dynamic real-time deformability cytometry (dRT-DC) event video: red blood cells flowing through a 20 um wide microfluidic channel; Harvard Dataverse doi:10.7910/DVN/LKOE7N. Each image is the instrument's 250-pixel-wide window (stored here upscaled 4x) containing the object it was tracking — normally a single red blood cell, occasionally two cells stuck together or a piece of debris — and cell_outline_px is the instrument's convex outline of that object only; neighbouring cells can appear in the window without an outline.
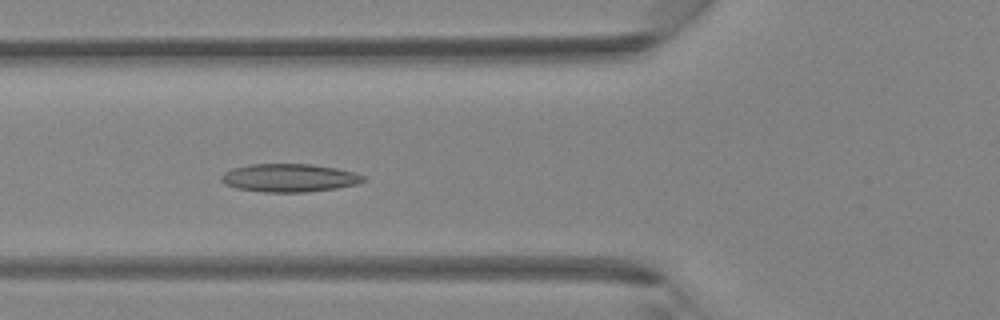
{"species": "Egyptian fruit bat (a non-hibernating species)", "species_latin": "Rousettus aegyptiacus", "temperature_condition": "room temperature", "stored_images_in_passage": 32, "camera_frame_rate_fps": 3000, "um_per_image_px": 0.085, "animal": {"sex": "female"}, "frame": {"image": 1, "passage_image": 6, "time_ms": 1.667, "image_size_px": [1000, 320], "cell_outline_px": [[368, 180], [356, 184], [336, 188], [304, 192], [264, 192], [236, 188], [224, 184], [220, 180], [220, 176], [224, 172], [232, 168], [248, 164], [312, 164], [336, 168], [356, 172], [368, 176]], "centroid_in_image_um": [24.61, 15.11], "position_along_channel_um": 101.2, "area_um2": 23.58}}
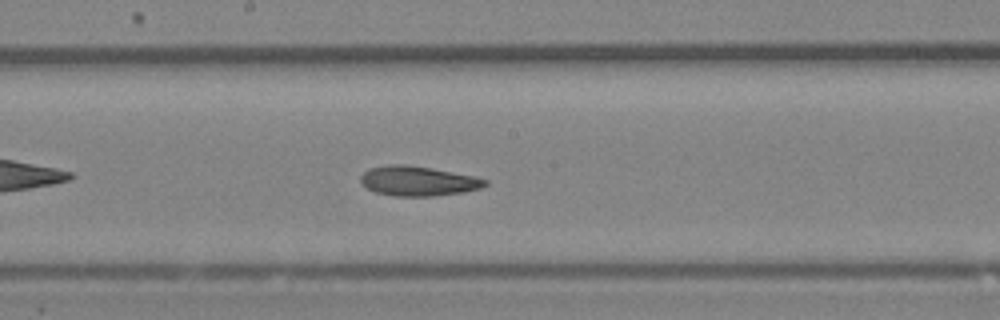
{"frame": {"image": 2, "passage_image": 13, "time_ms": 4.0, "image_size_px": [1000, 320], "cell_outline_px": [[488, 184], [480, 188], [464, 192], [432, 196], [396, 196], [376, 192], [368, 188], [360, 180], [360, 176], [368, 168], [388, 164], [404, 164], [432, 168], [476, 176], [488, 180]], "centroid_in_image_um": [35.55, 15.37], "position_along_channel_um": 212.6, "area_um2": 21.62}}
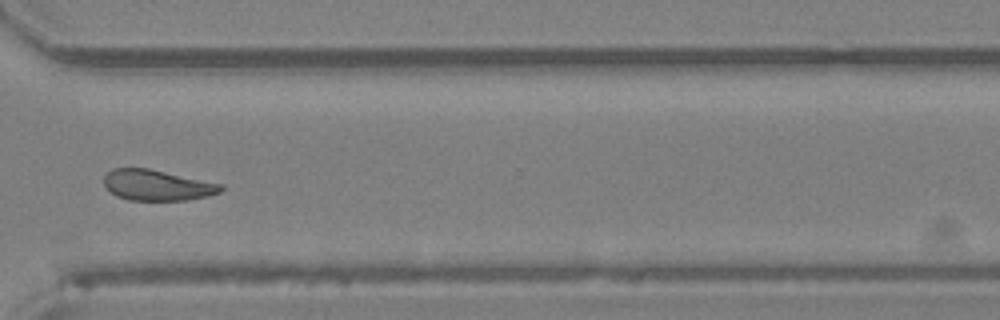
{"frame": {"image": 3, "passage_image": 22, "time_ms": 7.0, "image_size_px": [1000, 320], "cell_outline_px": [[224, 188], [220, 192], [208, 196], [188, 200], [128, 200], [116, 196], [104, 184], [104, 176], [112, 168], [148, 168], [224, 184]], "centroid_in_image_um": [13.38, 15.74], "position_along_channel_um": 357.2, "area_um2": 20.98}}